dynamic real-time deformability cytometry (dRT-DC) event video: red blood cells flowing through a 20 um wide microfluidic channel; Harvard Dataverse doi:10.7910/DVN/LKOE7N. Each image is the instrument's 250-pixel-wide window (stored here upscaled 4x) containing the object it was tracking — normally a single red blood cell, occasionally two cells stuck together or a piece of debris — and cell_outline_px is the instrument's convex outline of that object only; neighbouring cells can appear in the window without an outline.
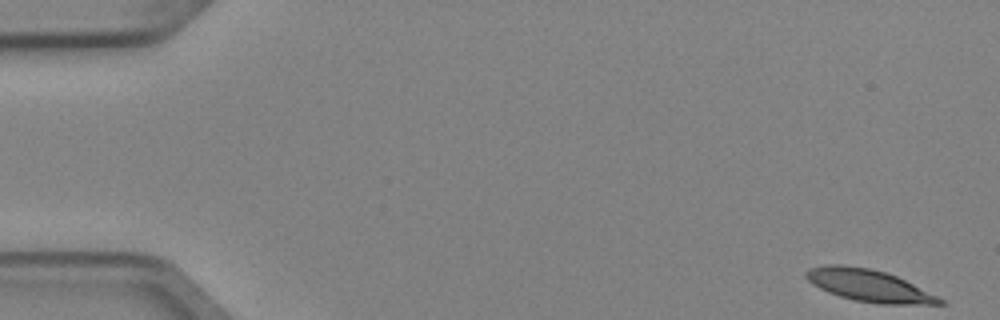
{"species": "Egyptian fruit bat (a non-hibernating species)", "species_latin": "Rousettus aegyptiacus", "temperature_condition": "cold", "stored_images_in_passage": 6, "camera_frame_rate_fps": 3000, "um_per_image_px": 0.085, "animal": {"sex": "female"}, "frame": {"image": 1, "passage_image": 1, "time_ms": 0.0, "image_size_px": [1000, 320], "cell_outline_px": [[944, 304], [880, 304], [856, 300], [840, 296], [828, 292], [812, 284], [804, 276], [804, 272], [808, 268], [824, 264], [844, 264], [868, 268], [884, 272], [896, 276], [944, 300]], "centroid_in_image_um": [73.77, 24.25], "position_along_channel_um": 11.2, "area_um2": 24.68}}
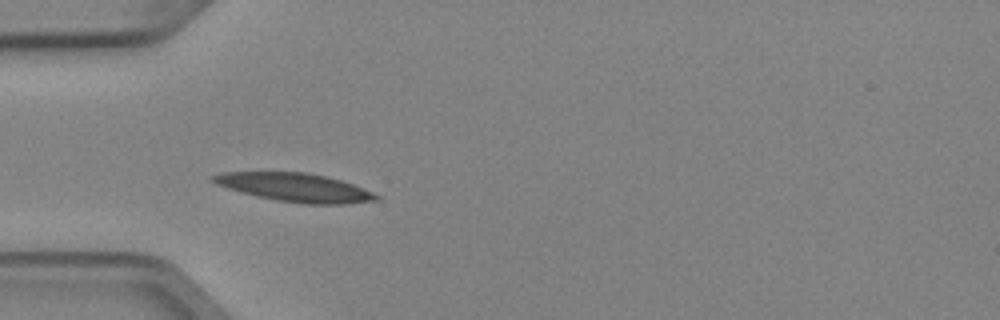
{"frame": {"image": 2, "passage_image": 5, "time_ms": 1.333, "image_size_px": [1000, 320], "cell_outline_px": [[380, 200], [344, 204], [304, 204], [276, 200], [240, 192], [216, 184], [208, 180], [208, 176], [224, 172], [304, 172], [324, 176], [340, 180], [352, 184], [372, 192], [380, 196]], "centroid_in_image_um": [25.03, 15.93], "position_along_channel_um": 60.0, "area_um2": 27.05}}
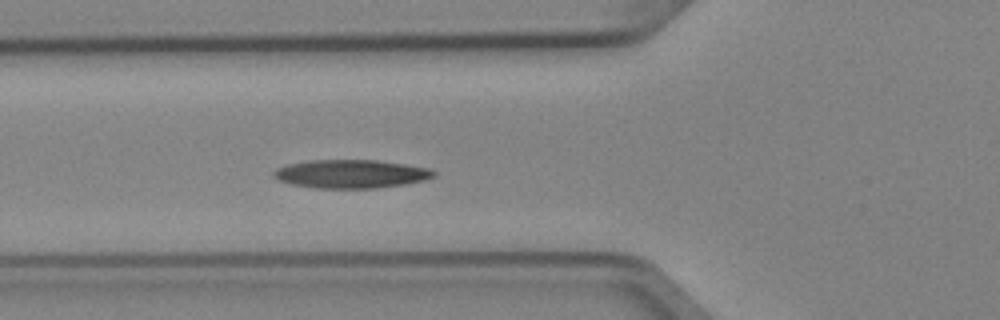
{"frame": {"image": 3, "passage_image": 6, "time_ms": 1.667, "image_size_px": [1000, 320], "cell_outline_px": [[436, 176], [424, 180], [404, 184], [376, 188], [316, 188], [292, 184], [280, 180], [272, 176], [272, 172], [276, 168], [288, 164], [308, 160], [376, 160], [404, 164], [428, 168], [436, 172]], "centroid_in_image_um": [29.82, 14.78], "position_along_channel_um": 96.0, "area_um2": 26.47}}